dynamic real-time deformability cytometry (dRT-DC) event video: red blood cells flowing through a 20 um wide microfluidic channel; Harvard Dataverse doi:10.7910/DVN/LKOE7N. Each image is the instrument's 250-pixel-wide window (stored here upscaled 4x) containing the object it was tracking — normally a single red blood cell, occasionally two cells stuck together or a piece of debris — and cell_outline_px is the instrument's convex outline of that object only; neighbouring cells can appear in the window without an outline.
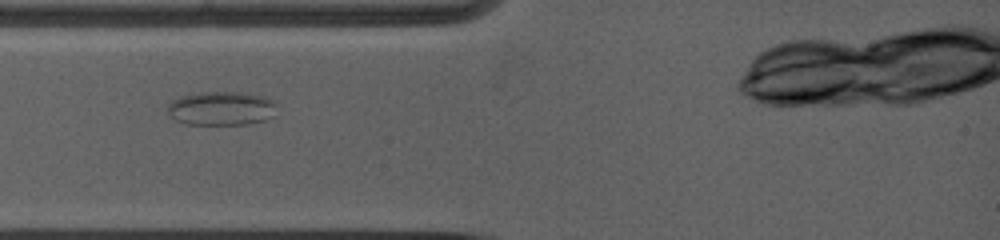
{"species": "common noctule bat (a hibernating species)", "species_latin": "Nyctalus noctula", "temperature_condition": "warm", "stored_images_in_passage": 10, "camera_frame_rate_fps": 5000, "um_per_image_px": 0.085, "animal": {"sex": "female", "body_mass_g": 19.0, "forearm_length_mm": 53.3}, "frame": {"image": 1, "passage_image": 1, "time_ms": 0.0, "image_size_px": [1000, 240], "cell_outline_px": [[276, 104], [272, 116], [264, 120], [248, 124], [188, 124], [176, 120], [168, 112], [168, 104], [172, 100], [180, 96], [200, 92], [240, 92], [264, 96], [272, 100]], "centroid_in_image_um": [18.8, 9.2], "position_along_channel_um": 66.2, "area_um2": 21.44}}
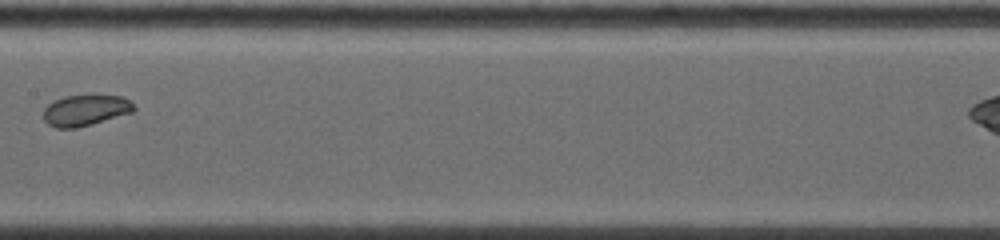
{"frame": {"image": 2, "passage_image": 7, "time_ms": 3.4, "image_size_px": [1000, 240], "cell_outline_px": [[136, 108], [132, 112], [92, 124], [76, 128], [56, 128], [48, 124], [44, 120], [44, 108], [52, 100], [64, 96], [92, 92], [120, 96], [132, 100]], "centroid_in_image_um": [7.28, 9.31], "position_along_channel_um": 200.1, "area_um2": 17.11}}
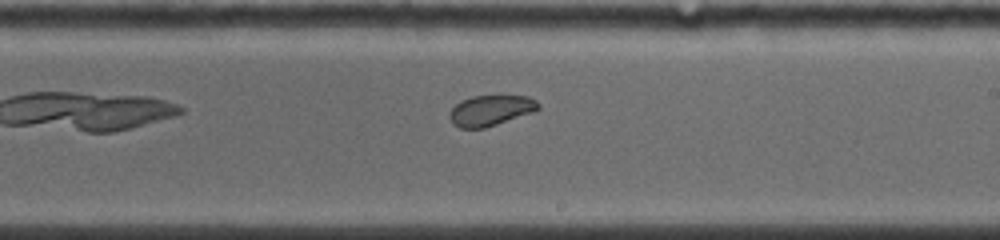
{"frame": {"image": 3, "passage_image": 9, "time_ms": 4.6, "image_size_px": [1000, 240], "cell_outline_px": [[540, 108], [532, 112], [484, 128], [460, 128], [452, 124], [448, 116], [448, 112], [460, 100], [472, 96], [528, 96], [536, 100], [540, 104]], "centroid_in_image_um": [41.66, 9.38], "position_along_channel_um": 247.3, "area_um2": 15.78}}